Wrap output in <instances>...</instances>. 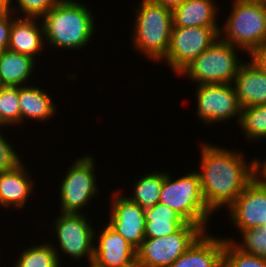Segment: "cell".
<instances>
[{"mask_svg":"<svg viewBox=\"0 0 266 267\" xmlns=\"http://www.w3.org/2000/svg\"><path fill=\"white\" fill-rule=\"evenodd\" d=\"M6 14L7 12L2 7H0V19H2Z\"/></svg>","mask_w":266,"mask_h":267,"instance_id":"obj_37","label":"cell"},{"mask_svg":"<svg viewBox=\"0 0 266 267\" xmlns=\"http://www.w3.org/2000/svg\"><path fill=\"white\" fill-rule=\"evenodd\" d=\"M122 267H145V265L136 257L133 261Z\"/></svg>","mask_w":266,"mask_h":267,"instance_id":"obj_36","label":"cell"},{"mask_svg":"<svg viewBox=\"0 0 266 267\" xmlns=\"http://www.w3.org/2000/svg\"><path fill=\"white\" fill-rule=\"evenodd\" d=\"M257 172L258 175L266 182V158L261 160V158L257 160Z\"/></svg>","mask_w":266,"mask_h":267,"instance_id":"obj_34","label":"cell"},{"mask_svg":"<svg viewBox=\"0 0 266 267\" xmlns=\"http://www.w3.org/2000/svg\"><path fill=\"white\" fill-rule=\"evenodd\" d=\"M145 238H159L174 234L188 222L174 209L157 203L145 209Z\"/></svg>","mask_w":266,"mask_h":267,"instance_id":"obj_22","label":"cell"},{"mask_svg":"<svg viewBox=\"0 0 266 267\" xmlns=\"http://www.w3.org/2000/svg\"><path fill=\"white\" fill-rule=\"evenodd\" d=\"M232 85L242 108L266 104V75L251 60L240 66Z\"/></svg>","mask_w":266,"mask_h":267,"instance_id":"obj_18","label":"cell"},{"mask_svg":"<svg viewBox=\"0 0 266 267\" xmlns=\"http://www.w3.org/2000/svg\"><path fill=\"white\" fill-rule=\"evenodd\" d=\"M40 88L33 85L19 87L21 125L27 119L45 123V121H49L50 118L56 115L55 101H52L53 99L49 92L47 94L46 90L44 91L43 88Z\"/></svg>","mask_w":266,"mask_h":267,"instance_id":"obj_20","label":"cell"},{"mask_svg":"<svg viewBox=\"0 0 266 267\" xmlns=\"http://www.w3.org/2000/svg\"><path fill=\"white\" fill-rule=\"evenodd\" d=\"M112 192L113 200L106 223L137 250L145 239V209L128 196H122L120 190Z\"/></svg>","mask_w":266,"mask_h":267,"instance_id":"obj_13","label":"cell"},{"mask_svg":"<svg viewBox=\"0 0 266 267\" xmlns=\"http://www.w3.org/2000/svg\"><path fill=\"white\" fill-rule=\"evenodd\" d=\"M226 210L238 230L262 227L266 222V182L257 174Z\"/></svg>","mask_w":266,"mask_h":267,"instance_id":"obj_12","label":"cell"},{"mask_svg":"<svg viewBox=\"0 0 266 267\" xmlns=\"http://www.w3.org/2000/svg\"><path fill=\"white\" fill-rule=\"evenodd\" d=\"M149 1L160 4L161 6L173 10L179 5H181L185 0H149Z\"/></svg>","mask_w":266,"mask_h":267,"instance_id":"obj_33","label":"cell"},{"mask_svg":"<svg viewBox=\"0 0 266 267\" xmlns=\"http://www.w3.org/2000/svg\"><path fill=\"white\" fill-rule=\"evenodd\" d=\"M16 17L17 16L13 13H7L2 19H0V52L8 49L12 21Z\"/></svg>","mask_w":266,"mask_h":267,"instance_id":"obj_31","label":"cell"},{"mask_svg":"<svg viewBox=\"0 0 266 267\" xmlns=\"http://www.w3.org/2000/svg\"><path fill=\"white\" fill-rule=\"evenodd\" d=\"M219 38L247 52L266 46V7L258 0H233Z\"/></svg>","mask_w":266,"mask_h":267,"instance_id":"obj_4","label":"cell"},{"mask_svg":"<svg viewBox=\"0 0 266 267\" xmlns=\"http://www.w3.org/2000/svg\"><path fill=\"white\" fill-rule=\"evenodd\" d=\"M13 0H0V7H2L7 13H13Z\"/></svg>","mask_w":266,"mask_h":267,"instance_id":"obj_35","label":"cell"},{"mask_svg":"<svg viewBox=\"0 0 266 267\" xmlns=\"http://www.w3.org/2000/svg\"><path fill=\"white\" fill-rule=\"evenodd\" d=\"M204 232L199 225L187 223L174 234L159 238H145L136 250V257L145 267H169Z\"/></svg>","mask_w":266,"mask_h":267,"instance_id":"obj_10","label":"cell"},{"mask_svg":"<svg viewBox=\"0 0 266 267\" xmlns=\"http://www.w3.org/2000/svg\"><path fill=\"white\" fill-rule=\"evenodd\" d=\"M36 63V60L32 57L10 49L1 51L0 80L3 86L20 87L28 85L29 79H33L31 77L35 75Z\"/></svg>","mask_w":266,"mask_h":267,"instance_id":"obj_21","label":"cell"},{"mask_svg":"<svg viewBox=\"0 0 266 267\" xmlns=\"http://www.w3.org/2000/svg\"><path fill=\"white\" fill-rule=\"evenodd\" d=\"M138 5L134 10L136 16L130 39L135 47L132 49H136L149 61L160 63L170 44L172 10L149 0H140Z\"/></svg>","mask_w":266,"mask_h":267,"instance_id":"obj_3","label":"cell"},{"mask_svg":"<svg viewBox=\"0 0 266 267\" xmlns=\"http://www.w3.org/2000/svg\"><path fill=\"white\" fill-rule=\"evenodd\" d=\"M3 87V84H2V82H1V80H0V89Z\"/></svg>","mask_w":266,"mask_h":267,"instance_id":"obj_40","label":"cell"},{"mask_svg":"<svg viewBox=\"0 0 266 267\" xmlns=\"http://www.w3.org/2000/svg\"><path fill=\"white\" fill-rule=\"evenodd\" d=\"M218 7L214 0H185L172 10L173 26L221 27Z\"/></svg>","mask_w":266,"mask_h":267,"instance_id":"obj_19","label":"cell"},{"mask_svg":"<svg viewBox=\"0 0 266 267\" xmlns=\"http://www.w3.org/2000/svg\"><path fill=\"white\" fill-rule=\"evenodd\" d=\"M223 267H266V259L242 252L225 239Z\"/></svg>","mask_w":266,"mask_h":267,"instance_id":"obj_28","label":"cell"},{"mask_svg":"<svg viewBox=\"0 0 266 267\" xmlns=\"http://www.w3.org/2000/svg\"><path fill=\"white\" fill-rule=\"evenodd\" d=\"M220 27L172 26L170 44L160 60L178 74L219 38Z\"/></svg>","mask_w":266,"mask_h":267,"instance_id":"obj_9","label":"cell"},{"mask_svg":"<svg viewBox=\"0 0 266 267\" xmlns=\"http://www.w3.org/2000/svg\"><path fill=\"white\" fill-rule=\"evenodd\" d=\"M3 127L6 126L0 125V172L15 169L24 161L22 158L20 159L15 147L10 144L11 141L8 142V138L3 136Z\"/></svg>","mask_w":266,"mask_h":267,"instance_id":"obj_30","label":"cell"},{"mask_svg":"<svg viewBox=\"0 0 266 267\" xmlns=\"http://www.w3.org/2000/svg\"><path fill=\"white\" fill-rule=\"evenodd\" d=\"M95 165L93 154L92 156L86 154L76 158L74 163L68 167L59 186L60 213L83 212L84 208L90 205L93 197L100 192Z\"/></svg>","mask_w":266,"mask_h":267,"instance_id":"obj_8","label":"cell"},{"mask_svg":"<svg viewBox=\"0 0 266 267\" xmlns=\"http://www.w3.org/2000/svg\"><path fill=\"white\" fill-rule=\"evenodd\" d=\"M93 15L82 1L60 0L40 19L46 45L59 51L83 49L97 30Z\"/></svg>","mask_w":266,"mask_h":267,"instance_id":"obj_2","label":"cell"},{"mask_svg":"<svg viewBox=\"0 0 266 267\" xmlns=\"http://www.w3.org/2000/svg\"><path fill=\"white\" fill-rule=\"evenodd\" d=\"M196 87L195 111L199 121L213 126L235 118L237 125L240 123L242 107L232 84H199Z\"/></svg>","mask_w":266,"mask_h":267,"instance_id":"obj_11","label":"cell"},{"mask_svg":"<svg viewBox=\"0 0 266 267\" xmlns=\"http://www.w3.org/2000/svg\"><path fill=\"white\" fill-rule=\"evenodd\" d=\"M242 239L241 241L235 240V238L225 239L230 241L240 251L255 255L260 258L266 259V232L261 228H252L248 230H238Z\"/></svg>","mask_w":266,"mask_h":267,"instance_id":"obj_27","label":"cell"},{"mask_svg":"<svg viewBox=\"0 0 266 267\" xmlns=\"http://www.w3.org/2000/svg\"><path fill=\"white\" fill-rule=\"evenodd\" d=\"M238 49V50H237ZM242 49L218 38L179 74L194 84H232L245 60L239 58ZM238 52V53H237Z\"/></svg>","mask_w":266,"mask_h":267,"instance_id":"obj_6","label":"cell"},{"mask_svg":"<svg viewBox=\"0 0 266 267\" xmlns=\"http://www.w3.org/2000/svg\"><path fill=\"white\" fill-rule=\"evenodd\" d=\"M89 216L85 213H59L53 225L50 226L53 233V238H56L58 243L54 246L59 262L63 255L72 258L74 261L85 259L87 257L88 265L92 266L94 257V231L92 223L89 221ZM90 222V223H89ZM54 230V231H53ZM60 251V254H59ZM62 252V254H61ZM62 255V256H61Z\"/></svg>","mask_w":266,"mask_h":267,"instance_id":"obj_7","label":"cell"},{"mask_svg":"<svg viewBox=\"0 0 266 267\" xmlns=\"http://www.w3.org/2000/svg\"><path fill=\"white\" fill-rule=\"evenodd\" d=\"M258 1L266 7V0H258Z\"/></svg>","mask_w":266,"mask_h":267,"instance_id":"obj_38","label":"cell"},{"mask_svg":"<svg viewBox=\"0 0 266 267\" xmlns=\"http://www.w3.org/2000/svg\"><path fill=\"white\" fill-rule=\"evenodd\" d=\"M133 193L128 197L131 201L147 209L159 203L163 186V172L153 171L140 176L133 183Z\"/></svg>","mask_w":266,"mask_h":267,"instance_id":"obj_23","label":"cell"},{"mask_svg":"<svg viewBox=\"0 0 266 267\" xmlns=\"http://www.w3.org/2000/svg\"><path fill=\"white\" fill-rule=\"evenodd\" d=\"M23 249L13 267H61L54 246L49 242Z\"/></svg>","mask_w":266,"mask_h":267,"instance_id":"obj_24","label":"cell"},{"mask_svg":"<svg viewBox=\"0 0 266 267\" xmlns=\"http://www.w3.org/2000/svg\"><path fill=\"white\" fill-rule=\"evenodd\" d=\"M94 240L93 267H122L136 258V249L107 223Z\"/></svg>","mask_w":266,"mask_h":267,"instance_id":"obj_14","label":"cell"},{"mask_svg":"<svg viewBox=\"0 0 266 267\" xmlns=\"http://www.w3.org/2000/svg\"><path fill=\"white\" fill-rule=\"evenodd\" d=\"M239 126L244 139L252 142L266 139V104L242 108Z\"/></svg>","mask_w":266,"mask_h":267,"instance_id":"obj_25","label":"cell"},{"mask_svg":"<svg viewBox=\"0 0 266 267\" xmlns=\"http://www.w3.org/2000/svg\"><path fill=\"white\" fill-rule=\"evenodd\" d=\"M249 60H251L254 65L266 75V46L253 50L249 55ZM251 57V58H250Z\"/></svg>","mask_w":266,"mask_h":267,"instance_id":"obj_32","label":"cell"},{"mask_svg":"<svg viewBox=\"0 0 266 267\" xmlns=\"http://www.w3.org/2000/svg\"><path fill=\"white\" fill-rule=\"evenodd\" d=\"M59 1L60 0H16L17 3L14 2L16 5H13V14H18L16 15L17 17L41 19Z\"/></svg>","mask_w":266,"mask_h":267,"instance_id":"obj_29","label":"cell"},{"mask_svg":"<svg viewBox=\"0 0 266 267\" xmlns=\"http://www.w3.org/2000/svg\"><path fill=\"white\" fill-rule=\"evenodd\" d=\"M22 162L15 169L0 172V206L3 208H24L35 187L32 175ZM30 175V176H29Z\"/></svg>","mask_w":266,"mask_h":267,"instance_id":"obj_16","label":"cell"},{"mask_svg":"<svg viewBox=\"0 0 266 267\" xmlns=\"http://www.w3.org/2000/svg\"><path fill=\"white\" fill-rule=\"evenodd\" d=\"M0 124L6 128L21 125L19 87L3 86L0 89Z\"/></svg>","mask_w":266,"mask_h":267,"instance_id":"obj_26","label":"cell"},{"mask_svg":"<svg viewBox=\"0 0 266 267\" xmlns=\"http://www.w3.org/2000/svg\"><path fill=\"white\" fill-rule=\"evenodd\" d=\"M163 171L159 203L174 209L188 223L199 225L205 232L213 214L206 206L197 170L175 178ZM173 177V178H172ZM208 223V225H207Z\"/></svg>","mask_w":266,"mask_h":267,"instance_id":"obj_5","label":"cell"},{"mask_svg":"<svg viewBox=\"0 0 266 267\" xmlns=\"http://www.w3.org/2000/svg\"><path fill=\"white\" fill-rule=\"evenodd\" d=\"M225 238L204 232L169 267H223Z\"/></svg>","mask_w":266,"mask_h":267,"instance_id":"obj_15","label":"cell"},{"mask_svg":"<svg viewBox=\"0 0 266 267\" xmlns=\"http://www.w3.org/2000/svg\"><path fill=\"white\" fill-rule=\"evenodd\" d=\"M263 231H265L266 232V222H265V224L262 226V227H260Z\"/></svg>","mask_w":266,"mask_h":267,"instance_id":"obj_39","label":"cell"},{"mask_svg":"<svg viewBox=\"0 0 266 267\" xmlns=\"http://www.w3.org/2000/svg\"><path fill=\"white\" fill-rule=\"evenodd\" d=\"M45 45L43 26L39 18L16 17L12 21L8 49L36 60V55L42 54Z\"/></svg>","mask_w":266,"mask_h":267,"instance_id":"obj_17","label":"cell"},{"mask_svg":"<svg viewBox=\"0 0 266 267\" xmlns=\"http://www.w3.org/2000/svg\"><path fill=\"white\" fill-rule=\"evenodd\" d=\"M200 144L201 169L197 172L203 199L214 215L222 207L227 209L256 177L258 158L248 163L242 150L234 151L206 141Z\"/></svg>","mask_w":266,"mask_h":267,"instance_id":"obj_1","label":"cell"}]
</instances>
